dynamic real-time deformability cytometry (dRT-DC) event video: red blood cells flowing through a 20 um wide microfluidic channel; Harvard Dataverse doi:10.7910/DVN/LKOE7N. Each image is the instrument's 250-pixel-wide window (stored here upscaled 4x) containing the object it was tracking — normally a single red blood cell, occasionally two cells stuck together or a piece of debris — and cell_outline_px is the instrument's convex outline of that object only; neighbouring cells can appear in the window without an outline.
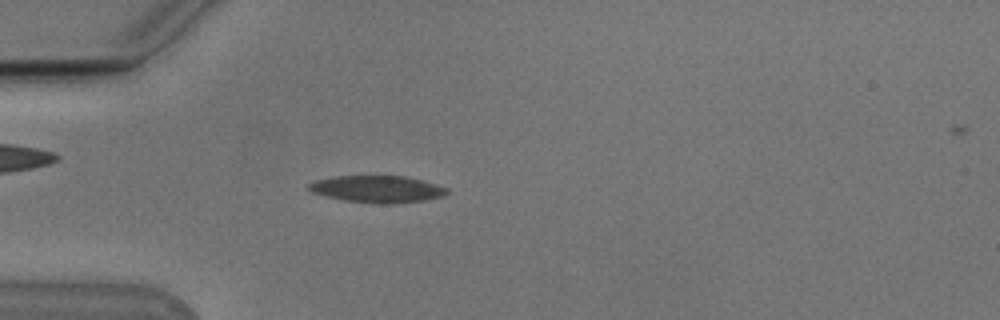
{"species": "Egyptian fruit bat (a non-hibernating species)", "species_latin": "Rousettus aegyptiacus", "temperature_condition": "cold", "stored_images_in_passage": 49, "camera_frame_rate_fps": 3000, "um_per_image_px": 0.085, "animal": {"sex": "male"}, "frame": {"image": 1, "passage_image": 11, "time_ms": 3.333, "image_size_px": [1000, 320], "cell_outline_px": [[448, 192], [444, 196], [424, 200], [392, 204], [380, 204], [344, 200], [312, 192], [308, 188], [308, 184], [316, 180], [336, 176], [404, 176], [436, 184], [448, 188]], "centroid_in_image_um": [32.09, 16.07], "position_along_channel_um": 52.9, "area_um2": 21.5}}
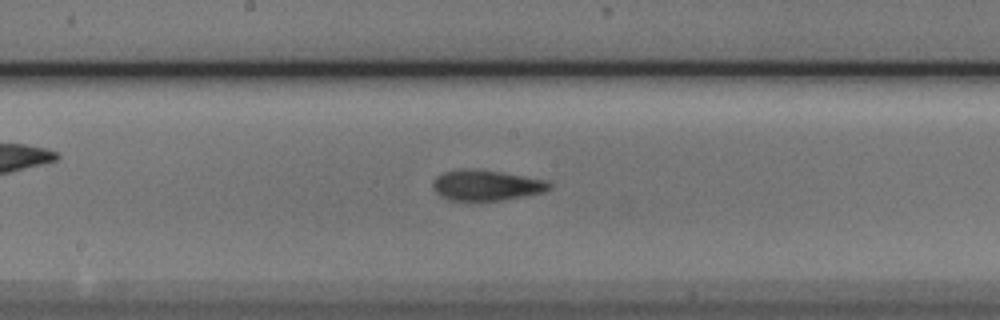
{"frame": {"image": 2, "passage_image": 24, "time_ms": 7.667, "image_size_px": [1000, 320], "cell_outline_px": [[552, 188], [544, 192], [524, 196], [500, 200], [448, 200], [440, 196], [432, 188], [432, 184], [436, 176], [444, 172], [464, 168], [500, 172], [548, 180], [552, 184]], "centroid_in_image_um": [41.34, 15.75], "position_along_channel_um": 206.9, "area_um2": 20.69}}
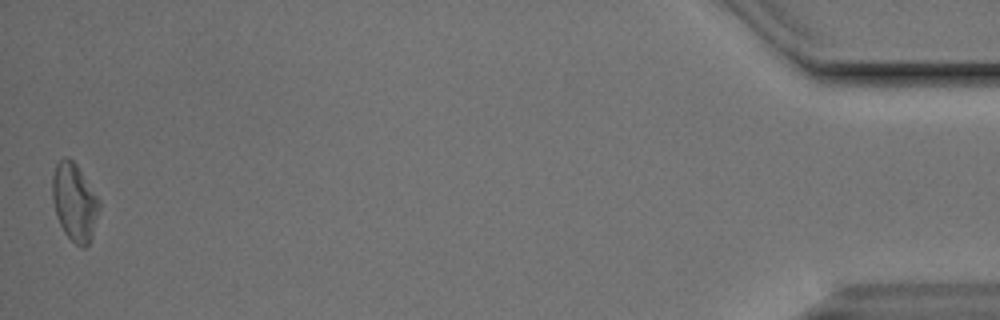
{"frame": {"image": 3, "passage_image": 49, "time_ms": 16.0, "image_size_px": [1000, 320], "cell_outline_px": [[100, 204], [92, 236], [88, 244], [84, 248], [80, 248], [64, 232], [56, 216], [52, 200], [52, 176], [56, 164], [64, 156], [68, 156], [76, 164], [100, 200]], "centroid_in_image_um": [6.32, 17.17], "position_along_channel_um": 428.9, "area_um2": 21.15}, "authors_computed_cell_mechanics": {"area_um2": 20.7502, "velocity_mm_per_s": 3.7766, "shape_relaxation_time_tau1_ms": 7.2386, "shape_relaxation_time_tau2_ms": 2.5549, "deformation_change_tau1": 0.1871, "deformation_change_tau2": 0.1045}}